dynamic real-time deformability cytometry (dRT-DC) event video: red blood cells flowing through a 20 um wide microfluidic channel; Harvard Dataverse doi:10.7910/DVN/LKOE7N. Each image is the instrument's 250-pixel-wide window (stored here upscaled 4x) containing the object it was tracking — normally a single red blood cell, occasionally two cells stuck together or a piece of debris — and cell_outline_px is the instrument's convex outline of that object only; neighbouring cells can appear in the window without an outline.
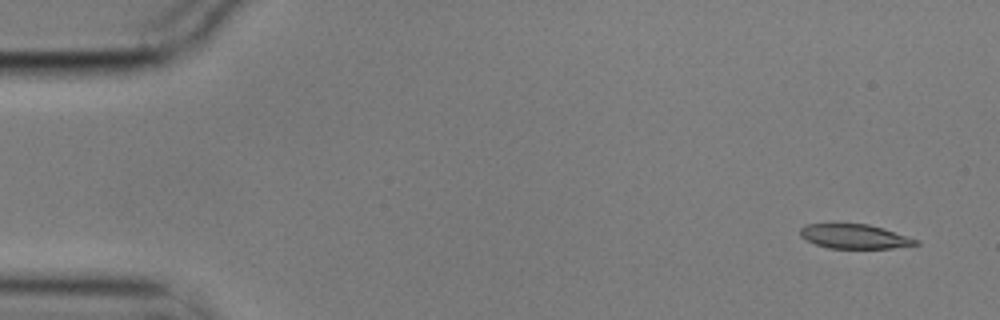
{"species": "common noctule bat (a hibernating species)", "species_latin": "Nyctalus noctula", "temperature_condition": "cold", "stored_images_in_passage": 4, "camera_frame_rate_fps": 3000, "um_per_image_px": 0.085, "animal": {"sex": "male", "body_mass_g": 17.9}, "frame": {"image": 1, "passage_image": 1, "time_ms": 0.0, "image_size_px": [1000, 320], "cell_outline_px": [[920, 244], [892, 248], [828, 248], [816, 244], [800, 236], [800, 228], [804, 224], [868, 224], [884, 228], [920, 240]], "centroid_in_image_um": [72.67, 20.09], "position_along_channel_um": 12.3, "area_um2": 16.42}}
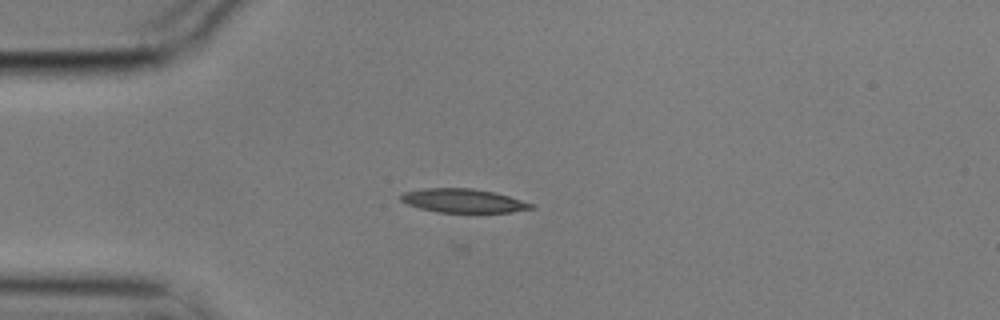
{"frame": {"image": 2, "passage_image": 4, "time_ms": 1.0, "image_size_px": [1000, 320], "cell_outline_px": [[536, 208], [512, 212], [436, 212], [420, 208], [408, 204], [400, 200], [400, 196], [404, 192], [424, 188], [472, 188], [492, 192], [508, 196], [536, 204]], "centroid_in_image_um": [39.4, 17.06], "position_along_channel_um": 45.6, "area_um2": 18.03}}